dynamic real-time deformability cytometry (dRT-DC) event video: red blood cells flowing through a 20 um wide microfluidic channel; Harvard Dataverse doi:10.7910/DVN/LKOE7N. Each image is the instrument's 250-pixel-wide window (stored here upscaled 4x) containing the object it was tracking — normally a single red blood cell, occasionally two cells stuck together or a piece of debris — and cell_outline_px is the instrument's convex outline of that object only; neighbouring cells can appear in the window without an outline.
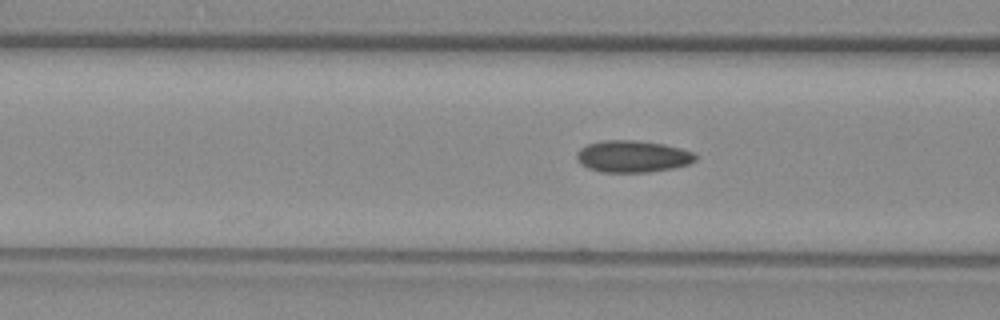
{"species": "common noctule bat (a hibernating species)", "species_latin": "Nyctalus noctula", "temperature_condition": "warm", "stored_images_in_passage": 8, "camera_frame_rate_fps": 3000, "um_per_image_px": 0.085, "animal": {"sex": "female", "body_mass_g": 29.2, "forearm_length_mm": 56.3}, "frame": {"image": 1, "passage_image": 8, "time_ms": 2.333, "image_size_px": [1000, 320], "cell_outline_px": [[696, 160], [688, 164], [672, 168], [648, 172], [600, 172], [588, 168], [580, 164], [576, 160], [576, 152], [580, 148], [588, 144], [604, 140], [636, 140], [664, 144], [680, 148], [692, 152], [696, 156]], "centroid_in_image_um": [53.73, 13.29], "position_along_channel_um": 112.9, "area_um2": 22.08}}